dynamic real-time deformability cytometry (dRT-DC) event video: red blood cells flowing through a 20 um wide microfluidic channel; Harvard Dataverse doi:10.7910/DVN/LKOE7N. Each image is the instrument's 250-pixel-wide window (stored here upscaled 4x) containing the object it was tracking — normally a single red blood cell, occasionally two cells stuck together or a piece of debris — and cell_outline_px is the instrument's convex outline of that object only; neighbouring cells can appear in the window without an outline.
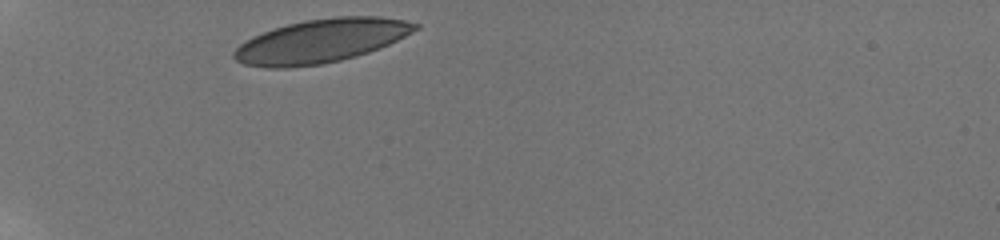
{"species": "human", "species_latin": "Homo sapiens", "temperature_condition": "room temperature", "stored_images_in_passage": 8, "camera_frame_rate_fps": 3000, "um_per_image_px": 0.085, "donor": {"sex": "male"}, "frame": {"image": 1, "passage_image": 1, "time_ms": 0.0, "image_size_px": [1000, 240], "cell_outline_px": [[420, 28], [380, 48], [356, 56], [324, 64], [288, 68], [268, 68], [244, 64], [236, 60], [232, 56], [232, 52], [244, 40], [252, 36], [288, 24], [304, 20], [336, 16], [380, 16], [404, 20], [420, 24]], "centroid_in_image_um": [27.27, 3.48], "position_along_channel_um": 57.7, "area_um2": 46.12}}